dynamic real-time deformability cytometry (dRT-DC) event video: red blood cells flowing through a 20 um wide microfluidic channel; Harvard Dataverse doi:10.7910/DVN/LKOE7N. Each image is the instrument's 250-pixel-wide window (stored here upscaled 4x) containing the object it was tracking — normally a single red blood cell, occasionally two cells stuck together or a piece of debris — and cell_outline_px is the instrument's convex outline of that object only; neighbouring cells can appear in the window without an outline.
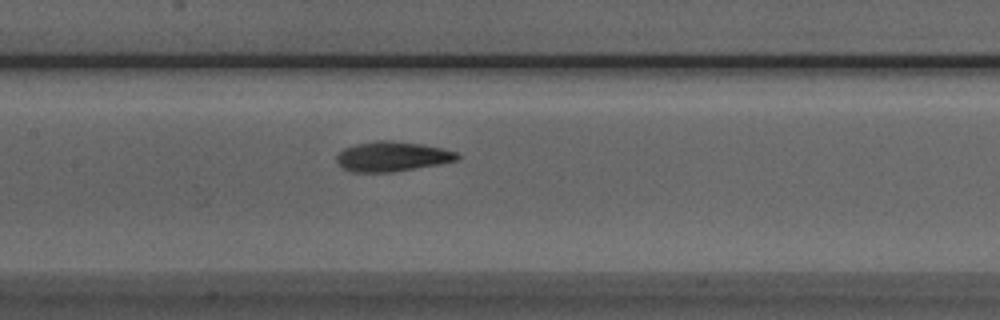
{"species": "Egyptian fruit bat (a non-hibernating species)", "species_latin": "Rousettus aegyptiacus", "temperature_condition": "room temperature", "stored_images_in_passage": 26, "camera_frame_rate_fps": 3000, "um_per_image_px": 0.085, "animal": {"sex": "male"}, "frame": {"image": 1, "passage_image": 9, "time_ms": 2.667, "image_size_px": [1000, 320], "cell_outline_px": [[460, 160], [440, 164], [392, 172], [352, 172], [344, 168], [336, 160], [336, 156], [344, 148], [356, 144], [376, 140], [392, 140], [420, 144], [440, 148], [456, 152], [460, 156]], "centroid_in_image_um": [33.34, 13.3], "position_along_channel_um": 174.1, "area_um2": 20.92}}
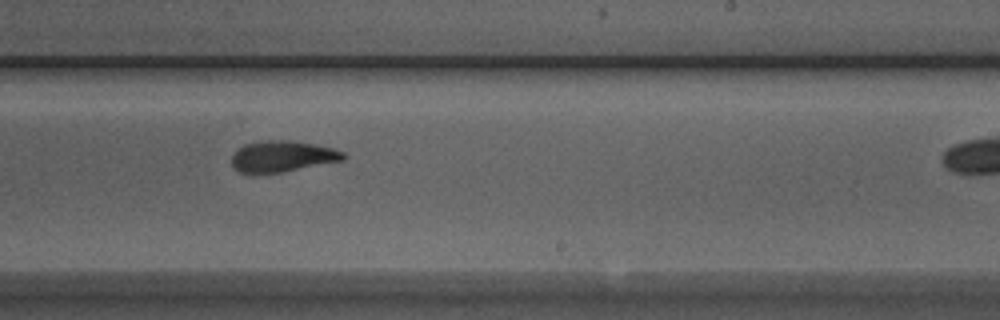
{"frame": {"image": 2, "passage_image": 16, "time_ms": 5.0, "image_size_px": [1000, 320], "cell_outline_px": [[348, 156], [344, 160], [280, 172], [252, 176], [240, 172], [232, 168], [232, 156], [236, 148], [244, 144], [264, 140], [288, 140], [312, 144], [332, 148], [344, 152]], "centroid_in_image_um": [23.93, 13.31], "position_along_channel_um": 265.1, "area_um2": 20.63}}
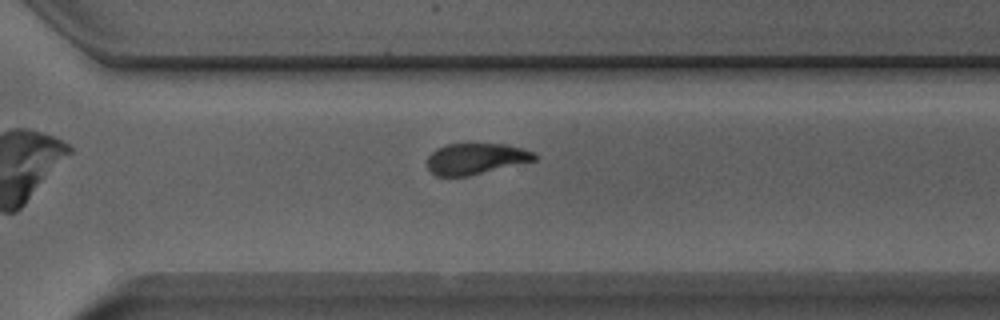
{"frame": {"image": 3, "passage_image": 21, "time_ms": 6.667, "image_size_px": [1000, 320], "cell_outline_px": [[536, 160], [468, 176], [436, 176], [428, 168], [428, 156], [436, 148], [444, 144], [468, 140], [504, 144], [524, 148], [532, 152], [536, 156]], "centroid_in_image_um": [40.41, 13.43], "position_along_channel_um": 330.2, "area_um2": 20.17}}